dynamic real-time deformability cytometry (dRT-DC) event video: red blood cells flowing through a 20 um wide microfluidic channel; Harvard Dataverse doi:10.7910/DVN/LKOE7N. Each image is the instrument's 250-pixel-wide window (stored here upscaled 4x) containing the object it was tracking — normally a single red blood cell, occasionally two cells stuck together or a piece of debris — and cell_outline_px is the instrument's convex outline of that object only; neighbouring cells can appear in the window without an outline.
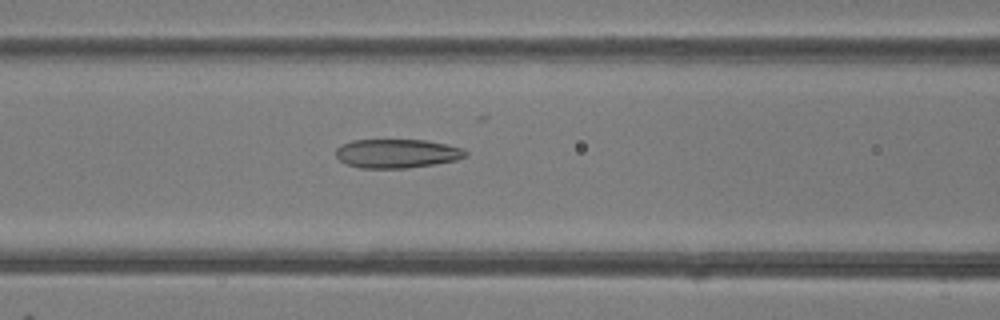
{"species": "common noctule bat (a hibernating species)", "species_latin": "Nyctalus noctula", "temperature_condition": "room temperature", "stored_images_in_passage": 17, "camera_frame_rate_fps": 3000, "um_per_image_px": 0.085, "animal": {"sex": "female"}, "frame": {"image": 1, "passage_image": 5, "time_ms": 1.333, "image_size_px": [1000, 320], "cell_outline_px": [[468, 156], [456, 160], [436, 164], [408, 168], [360, 168], [348, 164], [340, 160], [336, 156], [336, 148], [340, 144], [352, 140], [428, 140], [448, 144], [460, 148], [468, 152]], "centroid_in_image_um": [33.75, 13.04], "position_along_channel_um": 132.8, "area_um2": 22.02}}
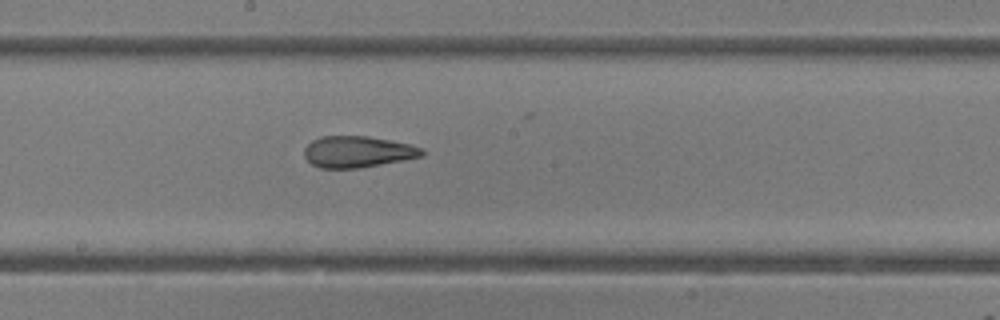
{"frame": {"image": 2, "passage_image": 11, "time_ms": 3.333, "image_size_px": [1000, 320], "cell_outline_px": [[424, 156], [404, 160], [360, 168], [320, 168], [312, 164], [304, 156], [304, 148], [312, 140], [320, 136], [368, 136], [408, 144], [424, 148]], "centroid_in_image_um": [30.4, 12.9], "position_along_channel_um": 217.8, "area_um2": 21.56}}
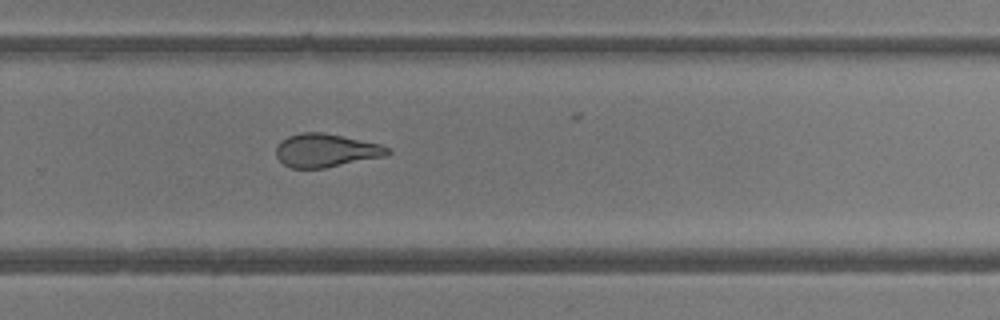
{"frame": {"image": 3, "passage_image": 17, "time_ms": 5.333, "image_size_px": [1000, 320], "cell_outline_px": [[392, 152], [384, 156], [324, 168], [292, 168], [284, 164], [276, 156], [276, 148], [280, 140], [288, 136], [300, 132], [324, 132], [380, 144], [388, 148]], "centroid_in_image_um": [27.67, 12.77], "position_along_channel_um": 302.1, "area_um2": 21.56}}